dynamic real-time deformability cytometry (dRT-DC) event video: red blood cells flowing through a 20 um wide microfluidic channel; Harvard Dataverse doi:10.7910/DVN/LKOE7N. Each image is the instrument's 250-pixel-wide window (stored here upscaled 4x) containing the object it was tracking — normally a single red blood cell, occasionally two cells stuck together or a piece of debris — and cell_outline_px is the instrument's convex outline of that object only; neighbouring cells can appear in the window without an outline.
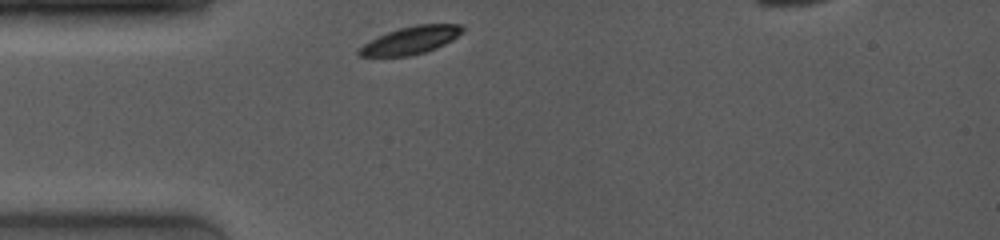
{"species": "common noctule bat (a hibernating species)", "species_latin": "Nyctalus noctula", "temperature_condition": "room temperature", "stored_images_in_passage": 40, "camera_frame_rate_fps": 4000, "um_per_image_px": 0.085, "animal": {"sex": "female", "body_mass_g": 19.0, "forearm_length_mm": 53.3}, "frame": {"image": 1, "passage_image": 1, "time_ms": 0.0, "image_size_px": [1000, 240], "cell_outline_px": [[464, 32], [452, 40], [436, 48], [424, 52], [408, 56], [360, 56], [356, 52], [364, 44], [388, 32], [400, 28], [416, 24], [460, 24], [464, 28]], "centroid_in_image_um": [34.96, 3.41], "position_along_channel_um": 50.0, "area_um2": 16.42}}
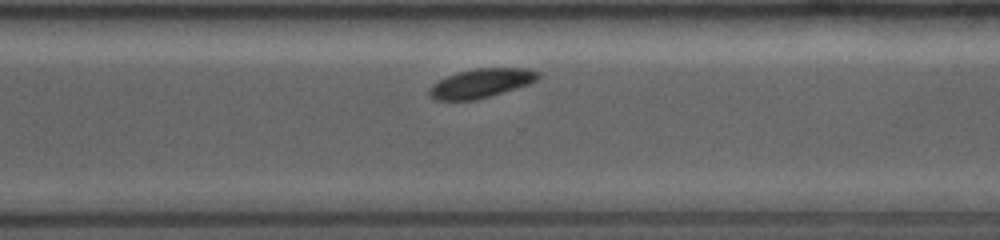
{"frame": {"image": 2, "passage_image": 27, "time_ms": 7.5, "image_size_px": [1000, 240], "cell_outline_px": [[540, 76], [536, 80], [528, 84], [476, 100], [432, 100], [428, 96], [428, 88], [432, 84], [448, 76], [460, 72], [476, 68], [528, 68], [540, 72]], "centroid_in_image_um": [40.86, 7.08], "position_along_channel_um": 329.7, "area_um2": 18.32}}
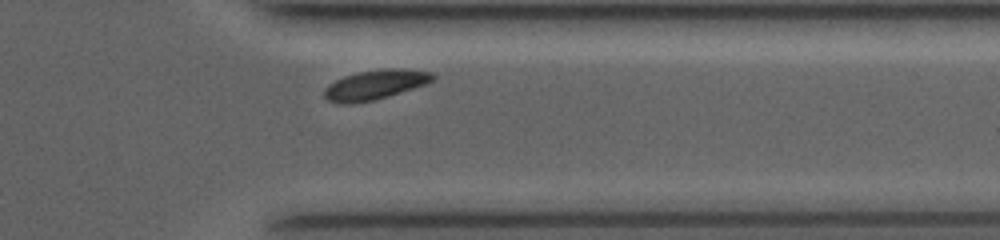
{"frame": {"image": 3, "passage_image": 34, "time_ms": 8.75, "image_size_px": [1000, 240], "cell_outline_px": [[436, 76], [428, 84], [388, 96], [372, 100], [352, 104], [340, 104], [328, 100], [324, 96], [324, 88], [328, 84], [344, 76], [356, 72], [384, 68], [404, 68], [432, 72]], "centroid_in_image_um": [31.9, 7.19], "position_along_channel_um": 379.5, "area_um2": 18.96}, "authors_computed_cell_mechanics": {"area_um2": 18.3226, "velocity_mm_per_s": 3.9002, "shape_relaxation_time_tau1_ms": 1.1144, "shape_relaxation_time_tau2_ms": 1.0028, "deformation_change_tau1": 0.0842, "deformation_change_tau2": 0.0308}}